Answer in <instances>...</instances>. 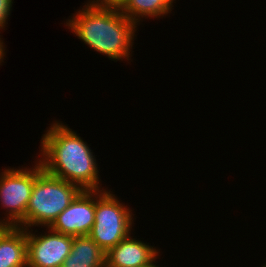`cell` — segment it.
<instances>
[{
	"label": "cell",
	"mask_w": 266,
	"mask_h": 267,
	"mask_svg": "<svg viewBox=\"0 0 266 267\" xmlns=\"http://www.w3.org/2000/svg\"><path fill=\"white\" fill-rule=\"evenodd\" d=\"M95 4L104 7L121 8L127 0H92Z\"/></svg>",
	"instance_id": "13"
},
{
	"label": "cell",
	"mask_w": 266,
	"mask_h": 267,
	"mask_svg": "<svg viewBox=\"0 0 266 267\" xmlns=\"http://www.w3.org/2000/svg\"><path fill=\"white\" fill-rule=\"evenodd\" d=\"M96 190H82L49 228L70 236L89 235L95 220Z\"/></svg>",
	"instance_id": "7"
},
{
	"label": "cell",
	"mask_w": 266,
	"mask_h": 267,
	"mask_svg": "<svg viewBox=\"0 0 266 267\" xmlns=\"http://www.w3.org/2000/svg\"><path fill=\"white\" fill-rule=\"evenodd\" d=\"M32 167L6 168L0 173V207L5 210L0 223L26 229V209L33 185L43 167L36 159Z\"/></svg>",
	"instance_id": "5"
},
{
	"label": "cell",
	"mask_w": 266,
	"mask_h": 267,
	"mask_svg": "<svg viewBox=\"0 0 266 267\" xmlns=\"http://www.w3.org/2000/svg\"><path fill=\"white\" fill-rule=\"evenodd\" d=\"M26 229L9 227L0 236V267H27Z\"/></svg>",
	"instance_id": "9"
},
{
	"label": "cell",
	"mask_w": 266,
	"mask_h": 267,
	"mask_svg": "<svg viewBox=\"0 0 266 267\" xmlns=\"http://www.w3.org/2000/svg\"><path fill=\"white\" fill-rule=\"evenodd\" d=\"M133 237L130 234L106 252L105 267H144L160 255V249Z\"/></svg>",
	"instance_id": "8"
},
{
	"label": "cell",
	"mask_w": 266,
	"mask_h": 267,
	"mask_svg": "<svg viewBox=\"0 0 266 267\" xmlns=\"http://www.w3.org/2000/svg\"><path fill=\"white\" fill-rule=\"evenodd\" d=\"M14 0H0V30H5L8 24V18L12 11Z\"/></svg>",
	"instance_id": "12"
},
{
	"label": "cell",
	"mask_w": 266,
	"mask_h": 267,
	"mask_svg": "<svg viewBox=\"0 0 266 267\" xmlns=\"http://www.w3.org/2000/svg\"><path fill=\"white\" fill-rule=\"evenodd\" d=\"M9 225L0 223V236L9 228Z\"/></svg>",
	"instance_id": "15"
},
{
	"label": "cell",
	"mask_w": 266,
	"mask_h": 267,
	"mask_svg": "<svg viewBox=\"0 0 266 267\" xmlns=\"http://www.w3.org/2000/svg\"><path fill=\"white\" fill-rule=\"evenodd\" d=\"M81 8L64 22L71 33L111 61L132 62L138 24L128 19L120 8L99 6L92 0Z\"/></svg>",
	"instance_id": "2"
},
{
	"label": "cell",
	"mask_w": 266,
	"mask_h": 267,
	"mask_svg": "<svg viewBox=\"0 0 266 267\" xmlns=\"http://www.w3.org/2000/svg\"><path fill=\"white\" fill-rule=\"evenodd\" d=\"M1 36V35H0ZM6 46L4 44V40L0 37V65L4 62V57L6 55Z\"/></svg>",
	"instance_id": "14"
},
{
	"label": "cell",
	"mask_w": 266,
	"mask_h": 267,
	"mask_svg": "<svg viewBox=\"0 0 266 267\" xmlns=\"http://www.w3.org/2000/svg\"><path fill=\"white\" fill-rule=\"evenodd\" d=\"M161 255H159L152 263H150L149 265L147 266H144V267H159V265H156V260L160 257Z\"/></svg>",
	"instance_id": "16"
},
{
	"label": "cell",
	"mask_w": 266,
	"mask_h": 267,
	"mask_svg": "<svg viewBox=\"0 0 266 267\" xmlns=\"http://www.w3.org/2000/svg\"><path fill=\"white\" fill-rule=\"evenodd\" d=\"M45 230L36 234L37 229H26L27 267H61L70 254L73 236Z\"/></svg>",
	"instance_id": "6"
},
{
	"label": "cell",
	"mask_w": 266,
	"mask_h": 267,
	"mask_svg": "<svg viewBox=\"0 0 266 267\" xmlns=\"http://www.w3.org/2000/svg\"><path fill=\"white\" fill-rule=\"evenodd\" d=\"M173 7L170 0H127L120 10L128 19L139 25L144 18L154 20L168 16V13L170 15Z\"/></svg>",
	"instance_id": "11"
},
{
	"label": "cell",
	"mask_w": 266,
	"mask_h": 267,
	"mask_svg": "<svg viewBox=\"0 0 266 267\" xmlns=\"http://www.w3.org/2000/svg\"><path fill=\"white\" fill-rule=\"evenodd\" d=\"M41 137L37 160L43 170L82 190H103L97 159L91 147L68 125L53 121ZM39 157V158H38Z\"/></svg>",
	"instance_id": "1"
},
{
	"label": "cell",
	"mask_w": 266,
	"mask_h": 267,
	"mask_svg": "<svg viewBox=\"0 0 266 267\" xmlns=\"http://www.w3.org/2000/svg\"><path fill=\"white\" fill-rule=\"evenodd\" d=\"M106 252L88 235L73 237L70 254L61 267H105Z\"/></svg>",
	"instance_id": "10"
},
{
	"label": "cell",
	"mask_w": 266,
	"mask_h": 267,
	"mask_svg": "<svg viewBox=\"0 0 266 267\" xmlns=\"http://www.w3.org/2000/svg\"><path fill=\"white\" fill-rule=\"evenodd\" d=\"M82 189L44 170L37 176L26 209V229L49 227Z\"/></svg>",
	"instance_id": "3"
},
{
	"label": "cell",
	"mask_w": 266,
	"mask_h": 267,
	"mask_svg": "<svg viewBox=\"0 0 266 267\" xmlns=\"http://www.w3.org/2000/svg\"><path fill=\"white\" fill-rule=\"evenodd\" d=\"M121 199L106 188L96 190L94 225L89 237L105 252L132 233L135 214Z\"/></svg>",
	"instance_id": "4"
}]
</instances>
